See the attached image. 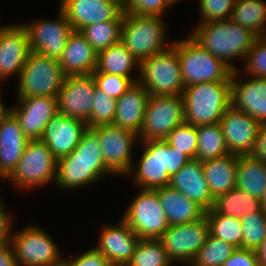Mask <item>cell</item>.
<instances>
[{
  "label": "cell",
  "instance_id": "obj_1",
  "mask_svg": "<svg viewBox=\"0 0 266 266\" xmlns=\"http://www.w3.org/2000/svg\"><path fill=\"white\" fill-rule=\"evenodd\" d=\"M106 175L115 174L105 164L98 134L87 128L74 150L57 160L54 185L61 190H78L97 184Z\"/></svg>",
  "mask_w": 266,
  "mask_h": 266
},
{
  "label": "cell",
  "instance_id": "obj_2",
  "mask_svg": "<svg viewBox=\"0 0 266 266\" xmlns=\"http://www.w3.org/2000/svg\"><path fill=\"white\" fill-rule=\"evenodd\" d=\"M141 155L136 164L133 160L125 177L132 178L136 189L155 190L169 186L170 179L190 160L181 151L170 146L164 139L140 142Z\"/></svg>",
  "mask_w": 266,
  "mask_h": 266
},
{
  "label": "cell",
  "instance_id": "obj_3",
  "mask_svg": "<svg viewBox=\"0 0 266 266\" xmlns=\"http://www.w3.org/2000/svg\"><path fill=\"white\" fill-rule=\"evenodd\" d=\"M189 35L232 71L239 70L234 59L246 58L258 36L250 29L229 20L197 24Z\"/></svg>",
  "mask_w": 266,
  "mask_h": 266
},
{
  "label": "cell",
  "instance_id": "obj_4",
  "mask_svg": "<svg viewBox=\"0 0 266 266\" xmlns=\"http://www.w3.org/2000/svg\"><path fill=\"white\" fill-rule=\"evenodd\" d=\"M182 96L185 122L196 127L219 123L231 106V81L193 84Z\"/></svg>",
  "mask_w": 266,
  "mask_h": 266
},
{
  "label": "cell",
  "instance_id": "obj_5",
  "mask_svg": "<svg viewBox=\"0 0 266 266\" xmlns=\"http://www.w3.org/2000/svg\"><path fill=\"white\" fill-rule=\"evenodd\" d=\"M164 17H149L124 12L120 42L141 62L173 45L167 40Z\"/></svg>",
  "mask_w": 266,
  "mask_h": 266
},
{
  "label": "cell",
  "instance_id": "obj_6",
  "mask_svg": "<svg viewBox=\"0 0 266 266\" xmlns=\"http://www.w3.org/2000/svg\"><path fill=\"white\" fill-rule=\"evenodd\" d=\"M172 46L179 57L184 88L204 82L231 81L232 70L189 34L182 40H174Z\"/></svg>",
  "mask_w": 266,
  "mask_h": 266
},
{
  "label": "cell",
  "instance_id": "obj_7",
  "mask_svg": "<svg viewBox=\"0 0 266 266\" xmlns=\"http://www.w3.org/2000/svg\"><path fill=\"white\" fill-rule=\"evenodd\" d=\"M57 159L41 140H29L16 169L7 178L22 192L55 183Z\"/></svg>",
  "mask_w": 266,
  "mask_h": 266
},
{
  "label": "cell",
  "instance_id": "obj_8",
  "mask_svg": "<svg viewBox=\"0 0 266 266\" xmlns=\"http://www.w3.org/2000/svg\"><path fill=\"white\" fill-rule=\"evenodd\" d=\"M65 78L57 59L30 51L17 78V98L57 97Z\"/></svg>",
  "mask_w": 266,
  "mask_h": 266
},
{
  "label": "cell",
  "instance_id": "obj_9",
  "mask_svg": "<svg viewBox=\"0 0 266 266\" xmlns=\"http://www.w3.org/2000/svg\"><path fill=\"white\" fill-rule=\"evenodd\" d=\"M138 82L151 96L182 95L184 84L173 46L140 62Z\"/></svg>",
  "mask_w": 266,
  "mask_h": 266
},
{
  "label": "cell",
  "instance_id": "obj_10",
  "mask_svg": "<svg viewBox=\"0 0 266 266\" xmlns=\"http://www.w3.org/2000/svg\"><path fill=\"white\" fill-rule=\"evenodd\" d=\"M18 266H51L63 262V254L51 235L38 225H27L11 232Z\"/></svg>",
  "mask_w": 266,
  "mask_h": 266
},
{
  "label": "cell",
  "instance_id": "obj_11",
  "mask_svg": "<svg viewBox=\"0 0 266 266\" xmlns=\"http://www.w3.org/2000/svg\"><path fill=\"white\" fill-rule=\"evenodd\" d=\"M138 191L121 216L140 239H159L170 226L154 190Z\"/></svg>",
  "mask_w": 266,
  "mask_h": 266
},
{
  "label": "cell",
  "instance_id": "obj_12",
  "mask_svg": "<svg viewBox=\"0 0 266 266\" xmlns=\"http://www.w3.org/2000/svg\"><path fill=\"white\" fill-rule=\"evenodd\" d=\"M182 95L150 96L145 111L139 141L161 140L184 122Z\"/></svg>",
  "mask_w": 266,
  "mask_h": 266
},
{
  "label": "cell",
  "instance_id": "obj_13",
  "mask_svg": "<svg viewBox=\"0 0 266 266\" xmlns=\"http://www.w3.org/2000/svg\"><path fill=\"white\" fill-rule=\"evenodd\" d=\"M209 236L206 215L196 221L170 225L159 238L173 264L189 266Z\"/></svg>",
  "mask_w": 266,
  "mask_h": 266
},
{
  "label": "cell",
  "instance_id": "obj_14",
  "mask_svg": "<svg viewBox=\"0 0 266 266\" xmlns=\"http://www.w3.org/2000/svg\"><path fill=\"white\" fill-rule=\"evenodd\" d=\"M28 37L29 49L41 55L59 60L73 28L62 9L58 8L54 20L40 19L21 23Z\"/></svg>",
  "mask_w": 266,
  "mask_h": 266
},
{
  "label": "cell",
  "instance_id": "obj_15",
  "mask_svg": "<svg viewBox=\"0 0 266 266\" xmlns=\"http://www.w3.org/2000/svg\"><path fill=\"white\" fill-rule=\"evenodd\" d=\"M92 129L99 136L106 166L115 176H125L134 160L132 152L135 145L140 142L138 134L115 124L102 125Z\"/></svg>",
  "mask_w": 266,
  "mask_h": 266
},
{
  "label": "cell",
  "instance_id": "obj_16",
  "mask_svg": "<svg viewBox=\"0 0 266 266\" xmlns=\"http://www.w3.org/2000/svg\"><path fill=\"white\" fill-rule=\"evenodd\" d=\"M74 31L108 20H124L121 0H59Z\"/></svg>",
  "mask_w": 266,
  "mask_h": 266
},
{
  "label": "cell",
  "instance_id": "obj_17",
  "mask_svg": "<svg viewBox=\"0 0 266 266\" xmlns=\"http://www.w3.org/2000/svg\"><path fill=\"white\" fill-rule=\"evenodd\" d=\"M95 88L96 81L92 75L66 76L57 94L58 112L87 123L91 117Z\"/></svg>",
  "mask_w": 266,
  "mask_h": 266
},
{
  "label": "cell",
  "instance_id": "obj_18",
  "mask_svg": "<svg viewBox=\"0 0 266 266\" xmlns=\"http://www.w3.org/2000/svg\"><path fill=\"white\" fill-rule=\"evenodd\" d=\"M239 71L231 74V105L260 124H266V78L243 77ZM246 76L248 79L242 80Z\"/></svg>",
  "mask_w": 266,
  "mask_h": 266
},
{
  "label": "cell",
  "instance_id": "obj_19",
  "mask_svg": "<svg viewBox=\"0 0 266 266\" xmlns=\"http://www.w3.org/2000/svg\"><path fill=\"white\" fill-rule=\"evenodd\" d=\"M29 53L27 32L22 24L4 25L0 30V86L10 76L18 78Z\"/></svg>",
  "mask_w": 266,
  "mask_h": 266
},
{
  "label": "cell",
  "instance_id": "obj_20",
  "mask_svg": "<svg viewBox=\"0 0 266 266\" xmlns=\"http://www.w3.org/2000/svg\"><path fill=\"white\" fill-rule=\"evenodd\" d=\"M95 248L112 266H126L133 257L140 238L121 218L118 224L103 225Z\"/></svg>",
  "mask_w": 266,
  "mask_h": 266
},
{
  "label": "cell",
  "instance_id": "obj_21",
  "mask_svg": "<svg viewBox=\"0 0 266 266\" xmlns=\"http://www.w3.org/2000/svg\"><path fill=\"white\" fill-rule=\"evenodd\" d=\"M11 112L18 119L24 135L29 140H40L45 126L58 112L57 97L38 96L17 98Z\"/></svg>",
  "mask_w": 266,
  "mask_h": 266
},
{
  "label": "cell",
  "instance_id": "obj_22",
  "mask_svg": "<svg viewBox=\"0 0 266 266\" xmlns=\"http://www.w3.org/2000/svg\"><path fill=\"white\" fill-rule=\"evenodd\" d=\"M219 123L230 154L250 155L253 152L261 125L256 119L231 105Z\"/></svg>",
  "mask_w": 266,
  "mask_h": 266
},
{
  "label": "cell",
  "instance_id": "obj_23",
  "mask_svg": "<svg viewBox=\"0 0 266 266\" xmlns=\"http://www.w3.org/2000/svg\"><path fill=\"white\" fill-rule=\"evenodd\" d=\"M87 128L85 122L57 112L45 126L40 140L59 160L74 150Z\"/></svg>",
  "mask_w": 266,
  "mask_h": 266
},
{
  "label": "cell",
  "instance_id": "obj_24",
  "mask_svg": "<svg viewBox=\"0 0 266 266\" xmlns=\"http://www.w3.org/2000/svg\"><path fill=\"white\" fill-rule=\"evenodd\" d=\"M169 186L197 202L206 211L212 208L214 198L205 179L202 162L198 159H190L171 177Z\"/></svg>",
  "mask_w": 266,
  "mask_h": 266
},
{
  "label": "cell",
  "instance_id": "obj_25",
  "mask_svg": "<svg viewBox=\"0 0 266 266\" xmlns=\"http://www.w3.org/2000/svg\"><path fill=\"white\" fill-rule=\"evenodd\" d=\"M97 57L98 52L80 31L73 30L58 61L66 76L92 75L97 67Z\"/></svg>",
  "mask_w": 266,
  "mask_h": 266
},
{
  "label": "cell",
  "instance_id": "obj_26",
  "mask_svg": "<svg viewBox=\"0 0 266 266\" xmlns=\"http://www.w3.org/2000/svg\"><path fill=\"white\" fill-rule=\"evenodd\" d=\"M150 96L141 83H133L116 100L117 107L113 124L139 134Z\"/></svg>",
  "mask_w": 266,
  "mask_h": 266
},
{
  "label": "cell",
  "instance_id": "obj_27",
  "mask_svg": "<svg viewBox=\"0 0 266 266\" xmlns=\"http://www.w3.org/2000/svg\"><path fill=\"white\" fill-rule=\"evenodd\" d=\"M28 141L18 119L10 112L0 122V172L6 178L16 169Z\"/></svg>",
  "mask_w": 266,
  "mask_h": 266
},
{
  "label": "cell",
  "instance_id": "obj_28",
  "mask_svg": "<svg viewBox=\"0 0 266 266\" xmlns=\"http://www.w3.org/2000/svg\"><path fill=\"white\" fill-rule=\"evenodd\" d=\"M170 225L185 224L203 218L206 210L178 190L164 186L154 190Z\"/></svg>",
  "mask_w": 266,
  "mask_h": 266
},
{
  "label": "cell",
  "instance_id": "obj_29",
  "mask_svg": "<svg viewBox=\"0 0 266 266\" xmlns=\"http://www.w3.org/2000/svg\"><path fill=\"white\" fill-rule=\"evenodd\" d=\"M237 165L238 155L236 154L202 162L204 176L214 199L236 187Z\"/></svg>",
  "mask_w": 266,
  "mask_h": 266
},
{
  "label": "cell",
  "instance_id": "obj_30",
  "mask_svg": "<svg viewBox=\"0 0 266 266\" xmlns=\"http://www.w3.org/2000/svg\"><path fill=\"white\" fill-rule=\"evenodd\" d=\"M139 67L140 62L136 60L121 42H118L113 46L98 52L97 67L94 72L120 75L129 78L135 83L138 82ZM136 70L138 73H135ZM134 73L138 74V76Z\"/></svg>",
  "mask_w": 266,
  "mask_h": 266
},
{
  "label": "cell",
  "instance_id": "obj_31",
  "mask_svg": "<svg viewBox=\"0 0 266 266\" xmlns=\"http://www.w3.org/2000/svg\"><path fill=\"white\" fill-rule=\"evenodd\" d=\"M236 188L261 200L266 185V163L251 155H238Z\"/></svg>",
  "mask_w": 266,
  "mask_h": 266
},
{
  "label": "cell",
  "instance_id": "obj_32",
  "mask_svg": "<svg viewBox=\"0 0 266 266\" xmlns=\"http://www.w3.org/2000/svg\"><path fill=\"white\" fill-rule=\"evenodd\" d=\"M262 208L261 200L235 187L226 194L217 196L214 199L212 208L206 212H217L241 219L244 216L260 211Z\"/></svg>",
  "mask_w": 266,
  "mask_h": 266
},
{
  "label": "cell",
  "instance_id": "obj_33",
  "mask_svg": "<svg viewBox=\"0 0 266 266\" xmlns=\"http://www.w3.org/2000/svg\"><path fill=\"white\" fill-rule=\"evenodd\" d=\"M230 20L240 26L250 29L258 37H265V0H236Z\"/></svg>",
  "mask_w": 266,
  "mask_h": 266
},
{
  "label": "cell",
  "instance_id": "obj_34",
  "mask_svg": "<svg viewBox=\"0 0 266 266\" xmlns=\"http://www.w3.org/2000/svg\"><path fill=\"white\" fill-rule=\"evenodd\" d=\"M198 146L196 159L206 160L230 154L220 123L197 127Z\"/></svg>",
  "mask_w": 266,
  "mask_h": 266
},
{
  "label": "cell",
  "instance_id": "obj_35",
  "mask_svg": "<svg viewBox=\"0 0 266 266\" xmlns=\"http://www.w3.org/2000/svg\"><path fill=\"white\" fill-rule=\"evenodd\" d=\"M209 224V234L217 239L242 248V225L237 217L219 214L217 212H206Z\"/></svg>",
  "mask_w": 266,
  "mask_h": 266
},
{
  "label": "cell",
  "instance_id": "obj_36",
  "mask_svg": "<svg viewBox=\"0 0 266 266\" xmlns=\"http://www.w3.org/2000/svg\"><path fill=\"white\" fill-rule=\"evenodd\" d=\"M122 23L123 20H108L87 25L80 33L97 52H100L120 42Z\"/></svg>",
  "mask_w": 266,
  "mask_h": 266
},
{
  "label": "cell",
  "instance_id": "obj_37",
  "mask_svg": "<svg viewBox=\"0 0 266 266\" xmlns=\"http://www.w3.org/2000/svg\"><path fill=\"white\" fill-rule=\"evenodd\" d=\"M126 266H176L167 256L159 239H140Z\"/></svg>",
  "mask_w": 266,
  "mask_h": 266
},
{
  "label": "cell",
  "instance_id": "obj_38",
  "mask_svg": "<svg viewBox=\"0 0 266 266\" xmlns=\"http://www.w3.org/2000/svg\"><path fill=\"white\" fill-rule=\"evenodd\" d=\"M236 248L209 234L189 266H222Z\"/></svg>",
  "mask_w": 266,
  "mask_h": 266
},
{
  "label": "cell",
  "instance_id": "obj_39",
  "mask_svg": "<svg viewBox=\"0 0 266 266\" xmlns=\"http://www.w3.org/2000/svg\"><path fill=\"white\" fill-rule=\"evenodd\" d=\"M243 235L242 248L256 251L266 237V211H260L240 219Z\"/></svg>",
  "mask_w": 266,
  "mask_h": 266
},
{
  "label": "cell",
  "instance_id": "obj_40",
  "mask_svg": "<svg viewBox=\"0 0 266 266\" xmlns=\"http://www.w3.org/2000/svg\"><path fill=\"white\" fill-rule=\"evenodd\" d=\"M116 99L111 98L97 86L91 107V117L86 123L88 128L113 124L116 113Z\"/></svg>",
  "mask_w": 266,
  "mask_h": 266
},
{
  "label": "cell",
  "instance_id": "obj_41",
  "mask_svg": "<svg viewBox=\"0 0 266 266\" xmlns=\"http://www.w3.org/2000/svg\"><path fill=\"white\" fill-rule=\"evenodd\" d=\"M164 140L181 153H185L190 159H196L198 146L196 126L184 121L175 127Z\"/></svg>",
  "mask_w": 266,
  "mask_h": 266
},
{
  "label": "cell",
  "instance_id": "obj_42",
  "mask_svg": "<svg viewBox=\"0 0 266 266\" xmlns=\"http://www.w3.org/2000/svg\"><path fill=\"white\" fill-rule=\"evenodd\" d=\"M241 74L266 78V36L258 37L244 60Z\"/></svg>",
  "mask_w": 266,
  "mask_h": 266
},
{
  "label": "cell",
  "instance_id": "obj_43",
  "mask_svg": "<svg viewBox=\"0 0 266 266\" xmlns=\"http://www.w3.org/2000/svg\"><path fill=\"white\" fill-rule=\"evenodd\" d=\"M235 2L236 0H199L198 9L201 17L198 24L229 20Z\"/></svg>",
  "mask_w": 266,
  "mask_h": 266
},
{
  "label": "cell",
  "instance_id": "obj_44",
  "mask_svg": "<svg viewBox=\"0 0 266 266\" xmlns=\"http://www.w3.org/2000/svg\"><path fill=\"white\" fill-rule=\"evenodd\" d=\"M122 9L139 16L163 17L173 6L169 0H122Z\"/></svg>",
  "mask_w": 266,
  "mask_h": 266
},
{
  "label": "cell",
  "instance_id": "obj_45",
  "mask_svg": "<svg viewBox=\"0 0 266 266\" xmlns=\"http://www.w3.org/2000/svg\"><path fill=\"white\" fill-rule=\"evenodd\" d=\"M96 86L111 98H120L133 82L126 77L104 72H93Z\"/></svg>",
  "mask_w": 266,
  "mask_h": 266
},
{
  "label": "cell",
  "instance_id": "obj_46",
  "mask_svg": "<svg viewBox=\"0 0 266 266\" xmlns=\"http://www.w3.org/2000/svg\"><path fill=\"white\" fill-rule=\"evenodd\" d=\"M63 266H112L106 257L103 256L95 247L77 254L75 257L63 258Z\"/></svg>",
  "mask_w": 266,
  "mask_h": 266
},
{
  "label": "cell",
  "instance_id": "obj_47",
  "mask_svg": "<svg viewBox=\"0 0 266 266\" xmlns=\"http://www.w3.org/2000/svg\"><path fill=\"white\" fill-rule=\"evenodd\" d=\"M222 266H260L254 250L236 248Z\"/></svg>",
  "mask_w": 266,
  "mask_h": 266
},
{
  "label": "cell",
  "instance_id": "obj_48",
  "mask_svg": "<svg viewBox=\"0 0 266 266\" xmlns=\"http://www.w3.org/2000/svg\"><path fill=\"white\" fill-rule=\"evenodd\" d=\"M5 201L0 200V246L10 243L11 232L14 228L13 224L14 215H11L5 207Z\"/></svg>",
  "mask_w": 266,
  "mask_h": 266
},
{
  "label": "cell",
  "instance_id": "obj_49",
  "mask_svg": "<svg viewBox=\"0 0 266 266\" xmlns=\"http://www.w3.org/2000/svg\"><path fill=\"white\" fill-rule=\"evenodd\" d=\"M250 155L257 160H261L266 163V124L260 125L255 148Z\"/></svg>",
  "mask_w": 266,
  "mask_h": 266
},
{
  "label": "cell",
  "instance_id": "obj_50",
  "mask_svg": "<svg viewBox=\"0 0 266 266\" xmlns=\"http://www.w3.org/2000/svg\"><path fill=\"white\" fill-rule=\"evenodd\" d=\"M0 266H18L11 243L0 246Z\"/></svg>",
  "mask_w": 266,
  "mask_h": 266
},
{
  "label": "cell",
  "instance_id": "obj_51",
  "mask_svg": "<svg viewBox=\"0 0 266 266\" xmlns=\"http://www.w3.org/2000/svg\"><path fill=\"white\" fill-rule=\"evenodd\" d=\"M260 266H266V237L263 239L260 247L256 250Z\"/></svg>",
  "mask_w": 266,
  "mask_h": 266
},
{
  "label": "cell",
  "instance_id": "obj_52",
  "mask_svg": "<svg viewBox=\"0 0 266 266\" xmlns=\"http://www.w3.org/2000/svg\"><path fill=\"white\" fill-rule=\"evenodd\" d=\"M0 92H1V88H0ZM0 95H2L0 93ZM3 99V100H2ZM11 112V106H7L4 103V98H2V96H0V122Z\"/></svg>",
  "mask_w": 266,
  "mask_h": 266
},
{
  "label": "cell",
  "instance_id": "obj_53",
  "mask_svg": "<svg viewBox=\"0 0 266 266\" xmlns=\"http://www.w3.org/2000/svg\"><path fill=\"white\" fill-rule=\"evenodd\" d=\"M261 202H262L263 209L266 211V185L264 187V194H263V197L261 199Z\"/></svg>",
  "mask_w": 266,
  "mask_h": 266
},
{
  "label": "cell",
  "instance_id": "obj_54",
  "mask_svg": "<svg viewBox=\"0 0 266 266\" xmlns=\"http://www.w3.org/2000/svg\"><path fill=\"white\" fill-rule=\"evenodd\" d=\"M182 1H184V0H169V2L174 6L175 4H177V3H181Z\"/></svg>",
  "mask_w": 266,
  "mask_h": 266
},
{
  "label": "cell",
  "instance_id": "obj_55",
  "mask_svg": "<svg viewBox=\"0 0 266 266\" xmlns=\"http://www.w3.org/2000/svg\"><path fill=\"white\" fill-rule=\"evenodd\" d=\"M5 180L7 181V178L0 172V180ZM1 192V191H0ZM0 200H2V198L0 197Z\"/></svg>",
  "mask_w": 266,
  "mask_h": 266
},
{
  "label": "cell",
  "instance_id": "obj_56",
  "mask_svg": "<svg viewBox=\"0 0 266 266\" xmlns=\"http://www.w3.org/2000/svg\"><path fill=\"white\" fill-rule=\"evenodd\" d=\"M51 266H63V262L59 264L51 265Z\"/></svg>",
  "mask_w": 266,
  "mask_h": 266
}]
</instances>
